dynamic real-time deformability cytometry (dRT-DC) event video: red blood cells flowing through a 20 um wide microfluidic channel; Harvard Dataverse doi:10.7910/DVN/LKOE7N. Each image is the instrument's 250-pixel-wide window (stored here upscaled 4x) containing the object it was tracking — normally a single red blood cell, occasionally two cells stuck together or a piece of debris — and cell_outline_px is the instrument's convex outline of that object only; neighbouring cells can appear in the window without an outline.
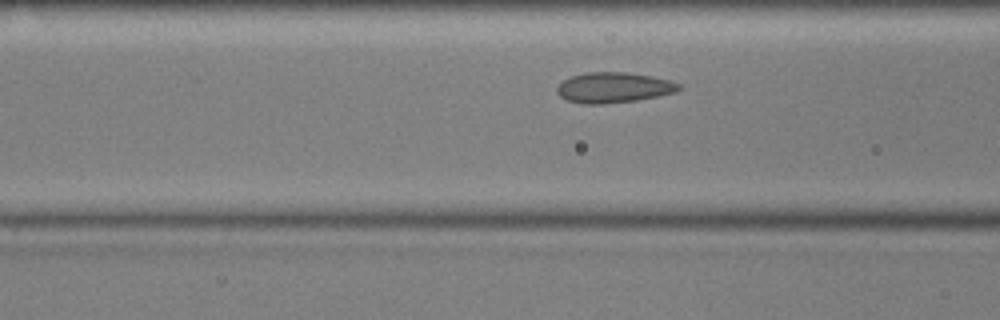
{"species": "common noctule bat (a hibernating species)", "species_latin": "Nyctalus noctula", "temperature_condition": "cold", "stored_images_in_passage": 34, "camera_frame_rate_fps": 3000, "um_per_image_px": 0.085, "animal": {"sex": "male", "body_mass_g": 17.9, "forearm_length_mm": 54.2}, "frame": {"image": 1, "passage_image": 5, "time_ms": 1.333, "image_size_px": [1000, 320], "cell_outline_px": [[684, 88], [676, 92], [636, 100], [604, 104], [584, 104], [568, 100], [560, 96], [556, 92], [556, 88], [564, 80], [572, 76], [588, 72], [628, 72], [652, 76], [668, 80], [680, 84]], "centroid_in_image_um": [52.18, 7.44], "position_along_channel_um": 114.4, "area_um2": 21.56}}
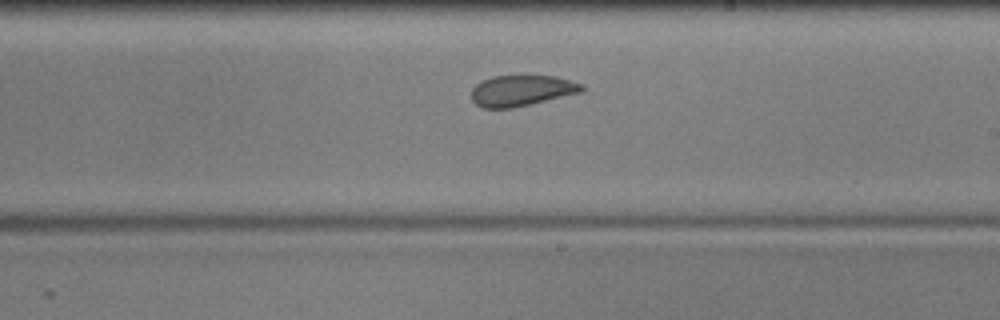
{"frame": {"image": 2, "passage_image": 16, "time_ms": 5.0, "image_size_px": [1000, 320], "cell_outline_px": [[584, 88], [580, 92], [512, 108], [480, 108], [472, 100], [472, 88], [476, 84], [492, 76], [556, 76], [584, 84]], "centroid_in_image_um": [44.31, 7.7], "position_along_channel_um": 244.7, "area_um2": 19.65}}
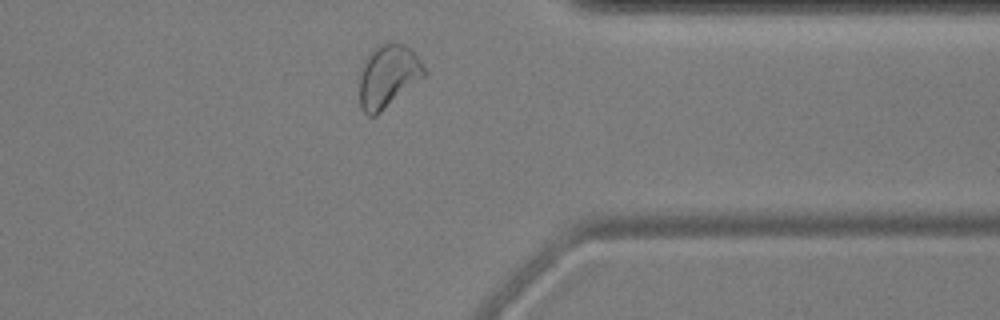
{"frame": {"image": 3, "passage_image": 28, "time_ms": 9.0, "image_size_px": [1000, 320], "cell_outline_px": [[424, 76], [376, 116], [368, 116], [360, 108], [360, 72], [368, 56], [380, 44], [392, 40], [404, 44], [412, 48], [420, 60], [424, 68]], "centroid_in_image_um": [32.98, 6.46], "position_along_channel_um": 378.4, "area_um2": 23.52}}